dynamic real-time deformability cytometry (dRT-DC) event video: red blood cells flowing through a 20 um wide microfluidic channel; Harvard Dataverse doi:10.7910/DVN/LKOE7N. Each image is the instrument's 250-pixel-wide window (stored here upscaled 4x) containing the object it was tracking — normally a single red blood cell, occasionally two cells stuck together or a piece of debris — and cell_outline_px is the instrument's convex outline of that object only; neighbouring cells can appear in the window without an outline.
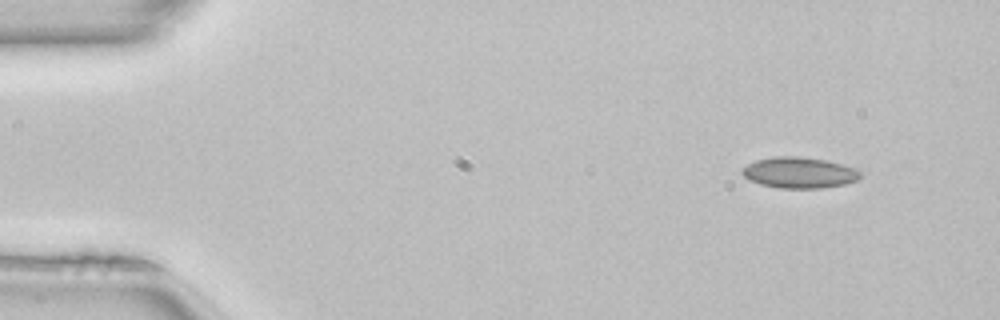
{"species": "common noctule bat (a hibernating species)", "species_latin": "Nyctalus noctula", "temperature_condition": "room temperature", "stored_images_in_passage": 46, "camera_frame_rate_fps": 3000, "um_per_image_px": 0.085, "animal": {"sex": "female", "body_mass_g": 22.7, "forearm_length_mm": 54.2}, "frame": {"image": 1, "passage_image": 1, "time_ms": 0.0, "image_size_px": [1000, 320], "cell_outline_px": [[864, 172], [856, 180], [844, 184], [820, 188], [780, 188], [760, 184], [748, 180], [740, 172], [740, 168], [756, 160], [776, 156], [800, 156], [824, 160], [856, 168]], "centroid_in_image_um": [67.91, 14.67], "position_along_channel_um": 17.1, "area_um2": 21.39}}
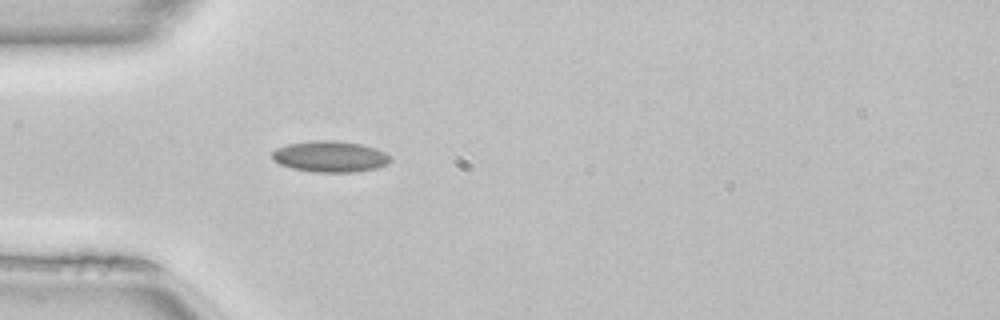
{"frame": {"image": 2, "passage_image": 11, "time_ms": 3.333, "image_size_px": [1000, 320], "cell_outline_px": [[392, 160], [388, 164], [376, 168], [356, 172], [316, 172], [292, 168], [280, 164], [272, 160], [272, 152], [276, 148], [288, 144], [312, 140], [332, 140], [360, 144], [376, 148], [384, 152]], "centroid_in_image_um": [28.05, 13.3], "position_along_channel_um": 57.0, "area_um2": 21.44}}
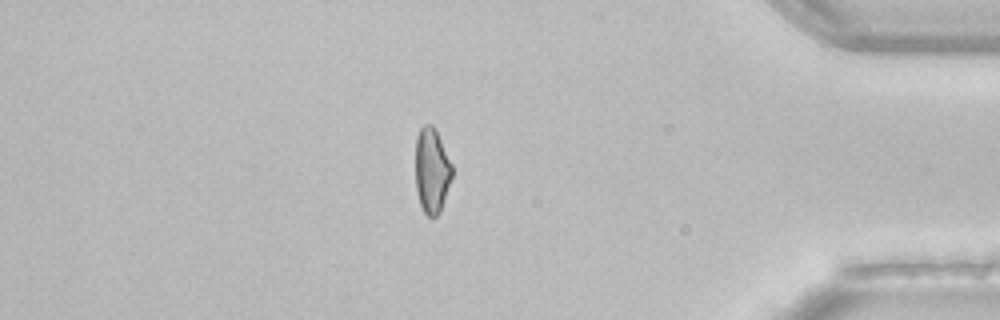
{"frame": {"image": 3, "passage_image": 39, "time_ms": 12.667, "image_size_px": [1000, 320], "cell_outline_px": [[452, 176], [440, 212], [432, 220], [424, 212], [420, 204], [416, 188], [416, 136], [420, 128], [424, 124], [432, 124], [436, 128], [452, 164]], "centroid_in_image_um": [36.7, 14.48], "position_along_channel_um": 398.5, "area_um2": 18.32}, "authors_computed_cell_mechanics": {"area_um2": 19.5364, "velocity_mm_per_s": 4.1011, "shape_relaxation_time_tau1_ms": null, "shape_relaxation_time_tau2_ms": 2.7795, "deformation_change_tau1": null, "deformation_change_tau2": 0.0701}}